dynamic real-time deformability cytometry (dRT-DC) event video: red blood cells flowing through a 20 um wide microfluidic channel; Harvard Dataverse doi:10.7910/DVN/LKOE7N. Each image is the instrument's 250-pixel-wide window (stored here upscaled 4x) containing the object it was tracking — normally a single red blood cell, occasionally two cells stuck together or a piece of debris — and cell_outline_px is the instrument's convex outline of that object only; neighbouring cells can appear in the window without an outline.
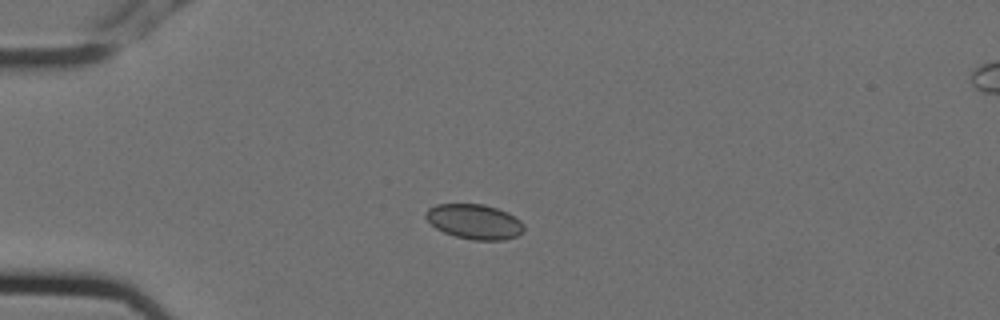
{"species": "Egyptian fruit bat (a non-hibernating species)", "species_latin": "Rousettus aegyptiacus", "temperature_condition": "cold", "stored_images_in_passage": 7, "camera_frame_rate_fps": 3000, "um_per_image_px": 0.085, "animal": {"sex": "female"}, "frame": {"image": 1, "passage_image": 4, "time_ms": 1.0, "image_size_px": [1000, 320], "cell_outline_px": [[524, 232], [516, 236], [504, 240], [472, 240], [456, 236], [444, 232], [436, 228], [424, 216], [424, 212], [428, 208], [436, 204], [484, 204], [508, 212], [520, 220], [524, 224]], "centroid_in_image_um": [40.33, 18.83], "position_along_channel_um": 44.7, "area_um2": 20.06}}
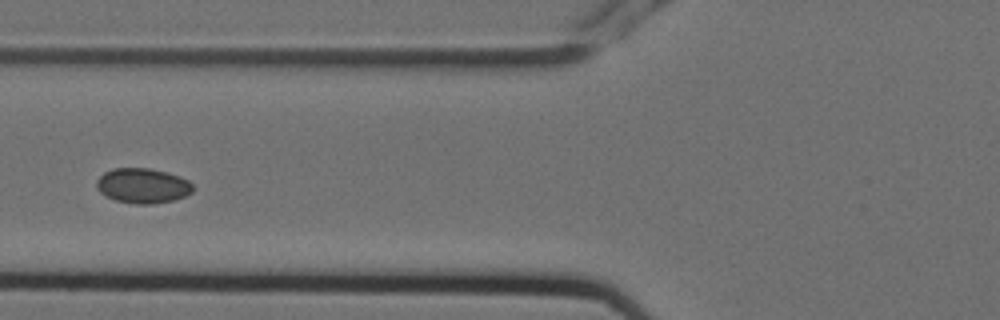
{"frame": {"image": 2, "passage_image": 6, "time_ms": 1.667, "image_size_px": [1000, 320], "cell_outline_px": [[192, 192], [184, 196], [172, 200], [152, 204], [136, 204], [116, 200], [100, 192], [96, 188], [96, 180], [104, 172], [112, 168], [148, 168], [168, 172], [180, 176], [188, 180], [192, 184]], "centroid_in_image_um": [12.12, 15.77], "position_along_channel_um": 113.7, "area_um2": 19.59}}
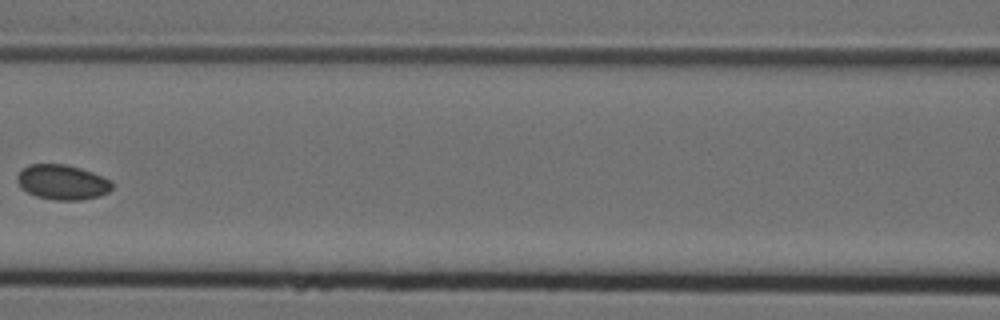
{"frame": {"image": 3, "passage_image": 7, "time_ms": 2.0, "image_size_px": [1000, 320], "cell_outline_px": [[112, 188], [108, 192], [100, 196], [80, 200], [56, 200], [36, 196], [28, 192], [16, 180], [16, 176], [28, 164], [64, 164], [80, 168], [92, 172], [112, 180]], "centroid_in_image_um": [5.33, 15.48], "position_along_channel_um": 161.3, "area_um2": 19.19}}